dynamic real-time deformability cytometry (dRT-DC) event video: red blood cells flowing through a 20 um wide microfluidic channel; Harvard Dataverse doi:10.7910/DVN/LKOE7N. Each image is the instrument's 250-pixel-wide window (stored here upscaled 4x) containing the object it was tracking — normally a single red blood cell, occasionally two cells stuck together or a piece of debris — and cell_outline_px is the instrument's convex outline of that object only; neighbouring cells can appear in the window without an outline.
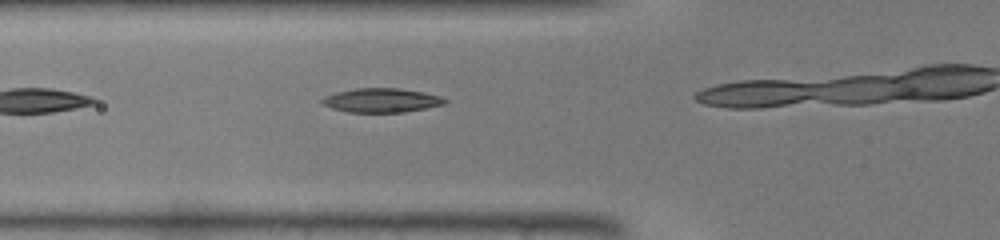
{"species": "common noctule bat (a hibernating species)", "species_latin": "Nyctalus noctula", "temperature_condition": "warm", "stored_images_in_passage": 4, "camera_frame_rate_fps": 3000, "um_per_image_px": 0.085, "animal": {"sex": "male", "body_mass_g": 19.0, "forearm_length_mm": 50.8}, "frame": {"image": 1, "passage_image": 3, "time_ms": 0.667, "image_size_px": [1000, 240], "cell_outline_px": [[448, 100], [444, 104], [428, 108], [404, 112], [348, 112], [332, 108], [320, 104], [320, 100], [324, 96], [336, 92], [356, 88], [400, 88], [424, 92], [440, 96]], "centroid_in_image_um": [32.41, 8.52], "position_along_channel_um": 93.4, "area_um2": 17.4}}